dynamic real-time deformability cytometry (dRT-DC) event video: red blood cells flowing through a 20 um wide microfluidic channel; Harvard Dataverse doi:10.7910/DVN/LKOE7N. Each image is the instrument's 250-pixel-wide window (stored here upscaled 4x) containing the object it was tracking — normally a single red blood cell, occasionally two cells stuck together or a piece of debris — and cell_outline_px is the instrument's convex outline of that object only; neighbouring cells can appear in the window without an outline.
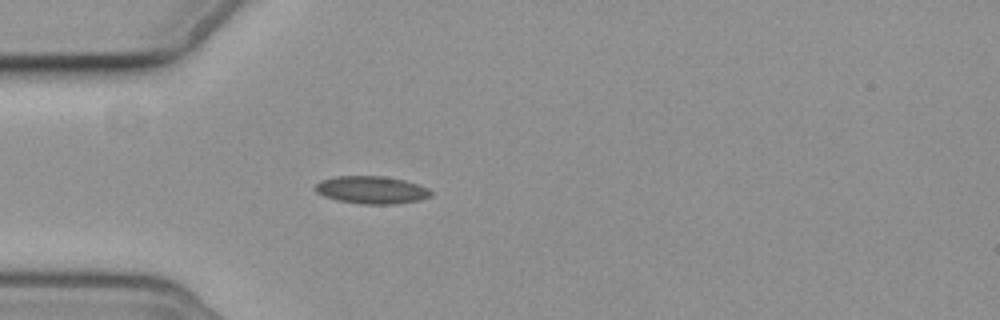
{"species": "common noctule bat (a hibernating species)", "species_latin": "Nyctalus noctula", "temperature_condition": "cold", "stored_images_in_passage": 3, "camera_frame_rate_fps": 3000, "um_per_image_px": 0.085, "animal": {"sex": "female", "body_mass_g": 19.3, "forearm_length_mm": 54.1}, "frame": {"image": 1, "passage_image": 3, "time_ms": 3.333, "image_size_px": [1000, 320], "cell_outline_px": [[432, 196], [420, 200], [396, 204], [360, 204], [336, 200], [324, 196], [316, 192], [316, 184], [320, 180], [336, 176], [384, 176], [404, 180], [428, 188], [432, 192]], "centroid_in_image_um": [31.58, 16.15], "position_along_channel_um": 53.4, "area_um2": 18.67}}